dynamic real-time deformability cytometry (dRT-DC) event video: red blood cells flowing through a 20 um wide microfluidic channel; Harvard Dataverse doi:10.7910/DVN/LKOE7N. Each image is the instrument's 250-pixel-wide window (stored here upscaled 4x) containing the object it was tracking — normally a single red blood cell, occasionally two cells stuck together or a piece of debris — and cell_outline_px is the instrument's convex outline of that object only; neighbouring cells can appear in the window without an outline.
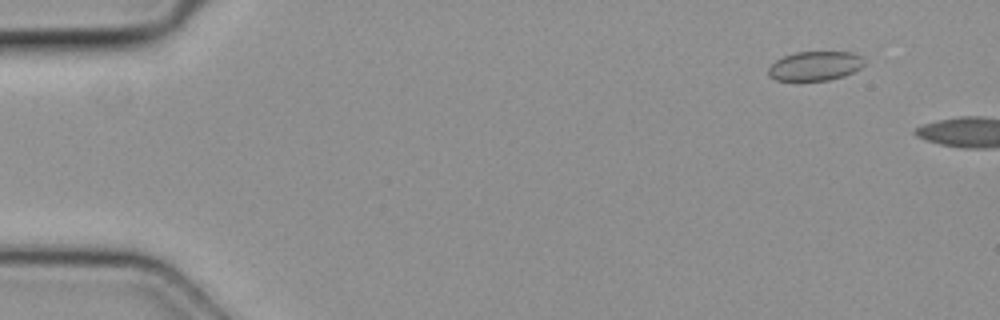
{"species": "common noctule bat (a hibernating species)", "species_latin": "Nyctalus noctula", "temperature_condition": "cold", "stored_images_in_passage": 3, "camera_frame_rate_fps": 3000, "um_per_image_px": 0.085, "animal": {"sex": "female", "body_mass_g": 19.3, "forearm_length_mm": 54.1}, "frame": {"image": 1, "passage_image": 2, "time_ms": 0.333, "image_size_px": [1000, 320], "cell_outline_px": [[864, 64], [860, 68], [844, 76], [828, 80], [776, 80], [768, 76], [768, 68], [776, 60], [784, 56], [796, 52], [852, 52], [860, 56], [864, 60]], "centroid_in_image_um": [69.27, 5.6], "position_along_channel_um": 15.7, "area_um2": 16.24}}